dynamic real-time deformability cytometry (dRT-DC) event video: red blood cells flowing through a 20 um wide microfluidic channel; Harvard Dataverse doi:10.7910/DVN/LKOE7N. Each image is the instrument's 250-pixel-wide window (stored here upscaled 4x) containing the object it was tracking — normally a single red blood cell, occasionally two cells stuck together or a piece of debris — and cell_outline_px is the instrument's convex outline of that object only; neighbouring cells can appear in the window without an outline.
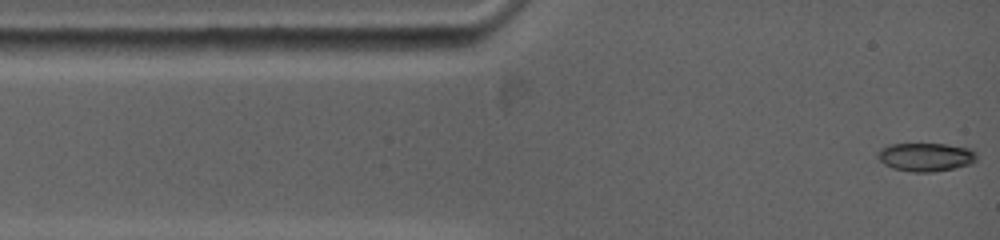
{"species": "common noctule bat (a hibernating species)", "species_latin": "Nyctalus noctula", "temperature_condition": "warm", "stored_images_in_passage": 85, "camera_frame_rate_fps": 5000, "um_per_image_px": 0.085, "animal": {"sex": "female", "body_mass_g": 19.0, "forearm_length_mm": 53.3}, "frame": {"image": 1, "passage_image": 1, "time_ms": 0.0, "image_size_px": [1000, 240], "cell_outline_px": [[976, 160], [972, 164], [932, 172], [912, 172], [892, 168], [884, 164], [880, 160], [876, 152], [880, 148], [892, 144], [948, 144], [968, 148], [976, 152]], "centroid_in_image_um": [78.68, 13.34], "position_along_channel_um": 6.3, "area_um2": 16.42}}
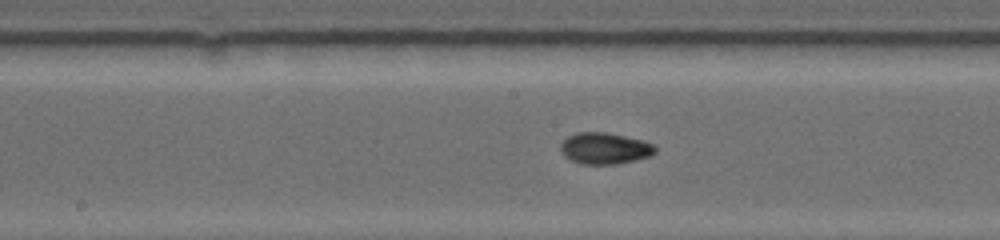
{"frame": {"image": 2, "passage_image": 32, "time_ms": 6.2, "image_size_px": [1000, 240], "cell_outline_px": [[656, 152], [648, 156], [632, 160], [612, 164], [584, 164], [572, 160], [564, 156], [560, 148], [560, 144], [568, 136], [576, 132], [604, 132], [640, 140], [652, 144], [656, 148]], "centroid_in_image_um": [51.35, 12.6], "position_along_channel_um": 196.9, "area_um2": 16.88}}
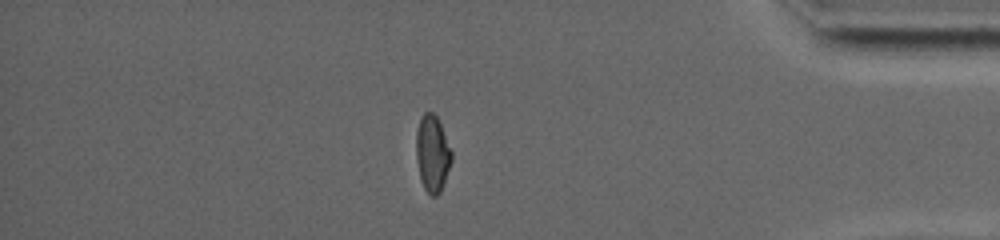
{"frame": {"image": 3, "passage_image": 63, "time_ms": 12.4, "image_size_px": [1000, 240], "cell_outline_px": [[452, 160], [440, 192], [436, 196], [432, 196], [424, 188], [420, 176], [416, 156], [416, 132], [420, 116], [424, 112], [432, 112], [436, 116], [440, 124], [452, 152]], "centroid_in_image_um": [36.74, 13.02], "position_along_channel_um": 398.5, "area_um2": 15.61}, "authors_computed_cell_mechanics": {"area_um2": 15.895, "velocity_mm_per_s": 3.842, "shape_relaxation_time_tau1_ms": 7.5785, "shape_relaxation_time_tau2_ms": 1.6005, "deformation_change_tau1": 0.2304, "deformation_change_tau2": 0.0455}}